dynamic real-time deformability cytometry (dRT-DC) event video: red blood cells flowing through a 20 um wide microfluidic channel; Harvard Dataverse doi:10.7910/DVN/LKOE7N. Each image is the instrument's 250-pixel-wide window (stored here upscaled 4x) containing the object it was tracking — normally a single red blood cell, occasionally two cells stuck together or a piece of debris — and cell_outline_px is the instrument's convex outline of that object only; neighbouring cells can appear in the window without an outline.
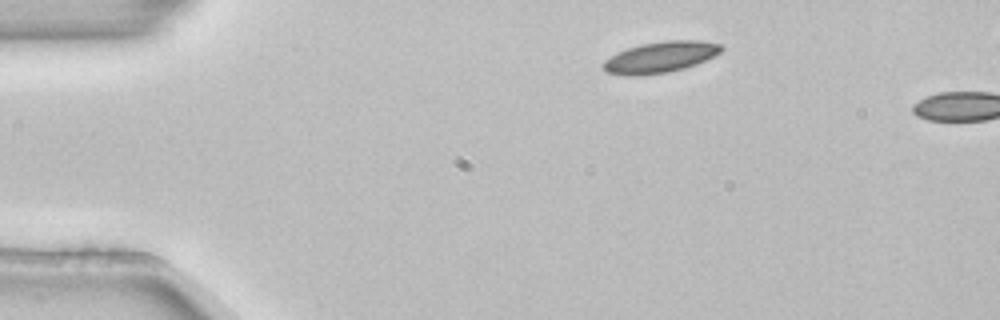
{"species": "common noctule bat (a hibernating species)", "species_latin": "Nyctalus noctula", "temperature_condition": "room temperature", "stored_images_in_passage": 2, "camera_frame_rate_fps": 3000, "um_per_image_px": 0.085, "animal": {"sex": "female", "body_mass_g": 22.7, "forearm_length_mm": 54.2}, "frame": {"image": 1, "passage_image": 1, "time_ms": 0.0, "image_size_px": [1000, 320], "cell_outline_px": [[724, 48], [720, 52], [696, 64], [684, 68], [668, 72], [640, 76], [628, 76], [608, 72], [600, 64], [604, 60], [616, 52], [640, 44], [664, 40], [700, 40], [724, 44]], "centroid_in_image_um": [56.12, 4.84], "position_along_channel_um": 28.9, "area_um2": 21.56}}